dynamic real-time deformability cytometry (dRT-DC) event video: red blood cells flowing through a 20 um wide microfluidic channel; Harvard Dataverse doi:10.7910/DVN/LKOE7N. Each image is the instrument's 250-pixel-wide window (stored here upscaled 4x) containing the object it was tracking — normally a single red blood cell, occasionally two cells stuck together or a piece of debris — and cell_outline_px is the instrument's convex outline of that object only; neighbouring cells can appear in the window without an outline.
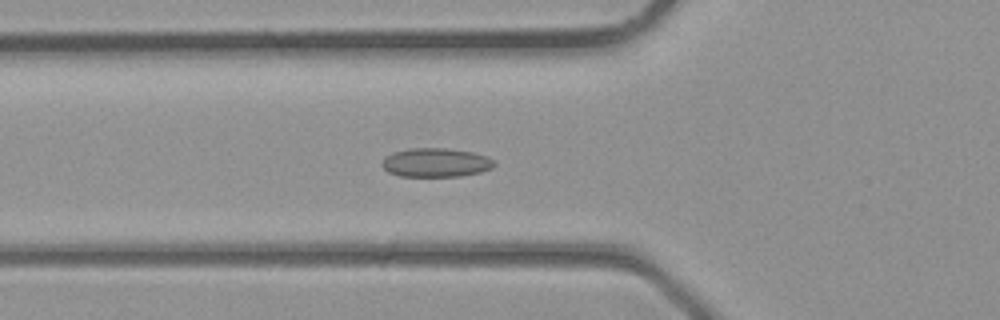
{"species": "common noctule bat (a hibernating species)", "species_latin": "Nyctalus noctula", "temperature_condition": "room temperature", "stored_images_in_passage": 29, "camera_frame_rate_fps": 3000, "um_per_image_px": 0.085, "animal": {"sex": "male", "body_mass_g": 23.1, "forearm_length_mm": 52.7}, "frame": {"image": 1, "passage_image": 8, "time_ms": 2.333, "image_size_px": [1000, 320], "cell_outline_px": [[496, 164], [492, 168], [480, 172], [460, 176], [400, 176], [388, 172], [380, 164], [384, 156], [392, 152], [412, 148], [448, 148], [472, 152], [488, 156], [496, 160]], "centroid_in_image_um": [37.05, 13.81], "position_along_channel_um": 88.7, "area_um2": 19.13}}
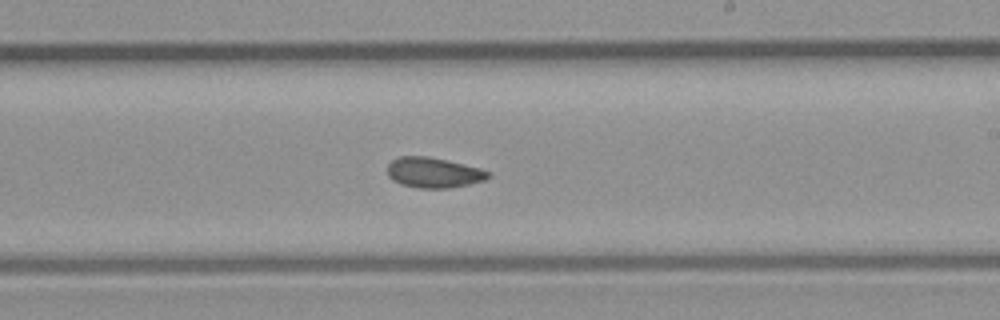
{"frame": {"image": 2, "passage_image": 17, "time_ms": 5.333, "image_size_px": [1000, 320], "cell_outline_px": [[492, 176], [484, 180], [468, 184], [448, 188], [420, 188], [400, 184], [392, 180], [388, 176], [388, 164], [392, 160], [400, 156], [428, 156], [448, 160], [480, 168], [492, 172]], "centroid_in_image_um": [36.87, 14.66], "position_along_channel_um": 252.1, "area_um2": 17.92}}
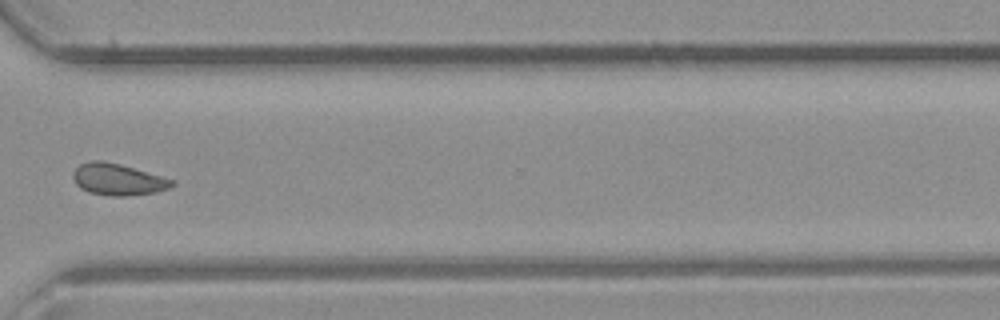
{"frame": {"image": 3, "passage_image": 23, "time_ms": 7.333, "image_size_px": [1000, 320], "cell_outline_px": [[176, 184], [168, 188], [156, 192], [124, 196], [112, 196], [88, 192], [80, 188], [76, 184], [72, 176], [72, 172], [80, 164], [88, 160], [104, 160], [120, 164], [160, 176], [172, 180]], "centroid_in_image_um": [9.96, 15.24], "position_along_channel_um": 360.6, "area_um2": 18.15}}